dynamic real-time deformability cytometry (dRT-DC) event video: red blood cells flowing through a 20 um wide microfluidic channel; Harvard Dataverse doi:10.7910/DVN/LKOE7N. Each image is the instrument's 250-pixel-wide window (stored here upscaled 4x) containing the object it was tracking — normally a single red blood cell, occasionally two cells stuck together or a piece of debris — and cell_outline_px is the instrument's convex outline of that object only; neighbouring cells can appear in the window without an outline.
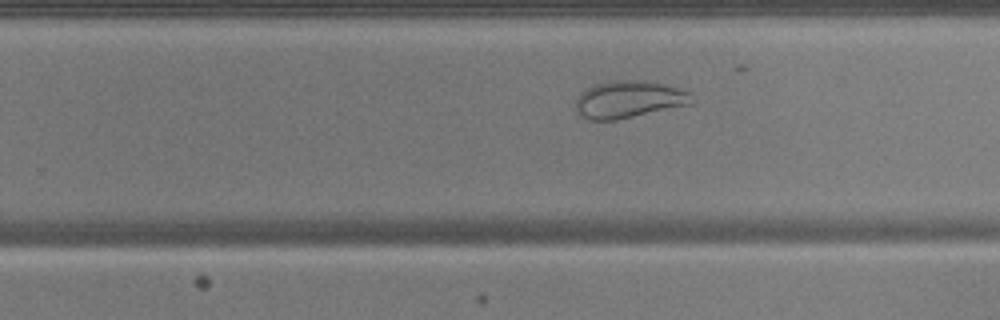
{"species": "common noctule bat (a hibernating species)", "species_latin": "Nyctalus noctula", "temperature_condition": "warm", "stored_images_in_passage": 26, "camera_frame_rate_fps": 3000, "um_per_image_px": 0.085, "animal": {"sex": "male", "body_mass_g": 17.9, "forearm_length_mm": 54.2}, "frame": {"image": 1, "passage_image": 18, "time_ms": 5.667, "image_size_px": [1000, 320], "cell_outline_px": [[696, 100], [692, 104], [616, 120], [592, 120], [584, 116], [576, 108], [576, 96], [580, 92], [592, 84], [612, 80], [644, 80], [664, 84], [692, 92], [696, 96]], "centroid_in_image_um": [53.51, 8.43], "position_along_channel_um": 276.3, "area_um2": 25.49}}